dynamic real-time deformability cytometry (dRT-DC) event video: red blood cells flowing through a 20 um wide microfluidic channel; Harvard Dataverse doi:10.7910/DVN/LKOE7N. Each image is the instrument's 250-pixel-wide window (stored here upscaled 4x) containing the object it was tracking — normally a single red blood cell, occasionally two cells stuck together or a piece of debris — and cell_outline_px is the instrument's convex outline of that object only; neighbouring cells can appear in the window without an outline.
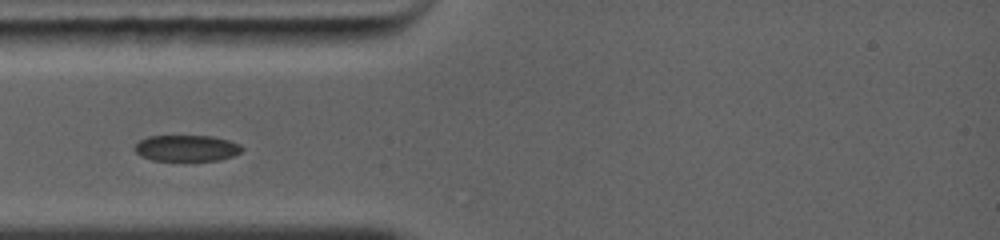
{"species": "common noctule bat (a hibernating species)", "species_latin": "Nyctalus noctula", "temperature_condition": "warm", "stored_images_in_passage": 66, "camera_frame_rate_fps": 5000, "um_per_image_px": 0.085, "animal": {"sex": "female", "body_mass_g": 19.0, "forearm_length_mm": 56.7}, "frame": {"image": 1, "passage_image": 1, "time_ms": 0.0, "image_size_px": [1000, 240], "cell_outline_px": [[244, 148], [240, 152], [232, 156], [220, 160], [184, 164], [152, 160], [140, 156], [132, 148], [140, 140], [148, 136], [212, 136], [228, 140], [240, 144]], "centroid_in_image_um": [15.84, 12.65], "position_along_channel_um": 69.2, "area_um2": 17.34}}
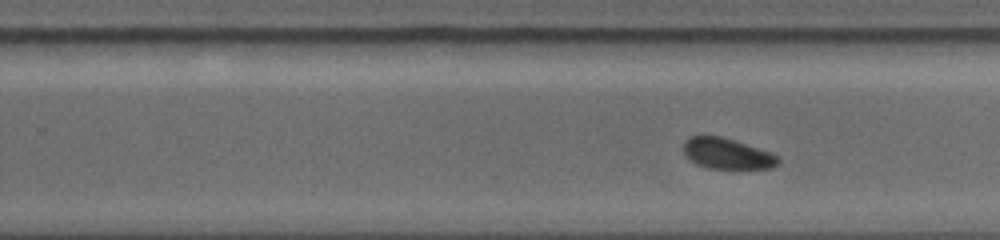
{"frame": {"image": 2, "passage_image": 39, "time_ms": 4.6, "image_size_px": [1000, 240], "cell_outline_px": [[780, 160], [772, 168], [708, 168], [696, 164], [688, 160], [684, 156], [684, 140], [692, 136], [720, 136], [772, 152], [780, 156]], "centroid_in_image_um": [61.79, 13.06], "position_along_channel_um": 268.0, "area_um2": 16.99}}
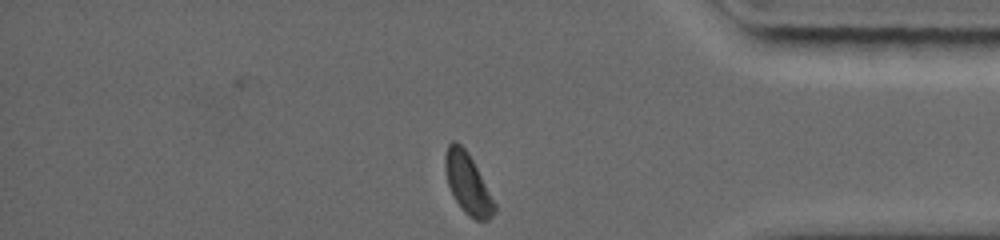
{"frame": {"image": 3, "passage_image": 65, "time_ms": 8.0, "image_size_px": [1000, 240], "cell_outline_px": [[496, 212], [488, 220], [476, 220], [468, 216], [464, 212], [456, 200], [448, 184], [444, 168], [444, 156], [448, 144], [452, 140], [456, 140], [468, 152], [496, 204]], "centroid_in_image_um": [39.75, 15.59], "position_along_channel_um": 395.5, "area_um2": 17.28}}